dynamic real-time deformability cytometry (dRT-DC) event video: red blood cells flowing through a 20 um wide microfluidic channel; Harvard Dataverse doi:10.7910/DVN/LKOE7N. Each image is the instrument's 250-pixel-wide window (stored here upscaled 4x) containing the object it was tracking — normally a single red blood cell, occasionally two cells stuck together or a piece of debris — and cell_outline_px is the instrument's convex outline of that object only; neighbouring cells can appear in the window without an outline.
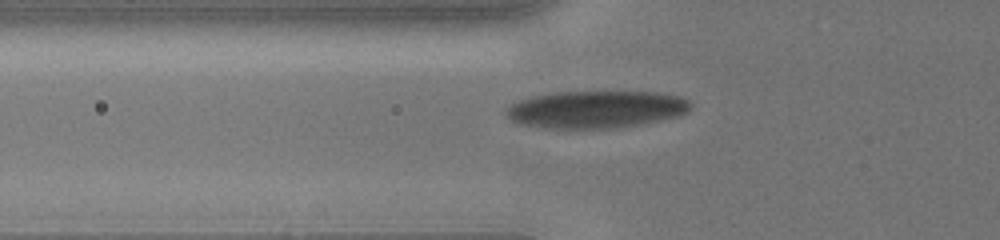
{"species": "human", "species_latin": "Homo sapiens", "temperature_condition": "cold", "stored_images_in_passage": 58, "camera_frame_rate_fps": 3000, "um_per_image_px": 0.085, "donor": {"sex": "male"}, "frame": {"image": 1, "passage_image": 3, "time_ms": 0.333, "image_size_px": [1000, 240], "cell_outline_px": [[692, 104], [688, 112], [680, 116], [640, 124], [616, 128], [544, 128], [520, 124], [508, 120], [504, 112], [504, 108], [508, 104], [516, 100], [532, 96], [556, 92], [656, 92], [680, 96], [688, 100]], "centroid_in_image_um": [50.6, 9.3], "position_along_channel_um": 75.2, "area_um2": 40.63}}
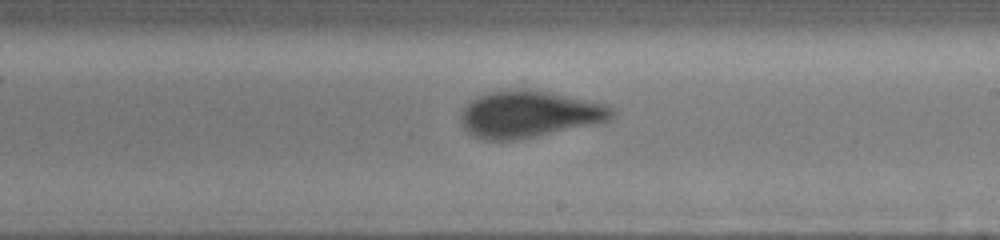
{"frame": {"image": 2, "passage_image": 27, "time_ms": 4.667, "image_size_px": [1000, 240], "cell_outline_px": [[616, 116], [608, 120], [596, 124], [516, 140], [484, 140], [472, 136], [464, 128], [460, 120], [460, 108], [476, 96], [492, 92], [544, 92], [604, 104], [612, 108], [616, 112]], "centroid_in_image_um": [44.93, 9.76], "position_along_channel_um": 244.1, "area_um2": 40.23}}
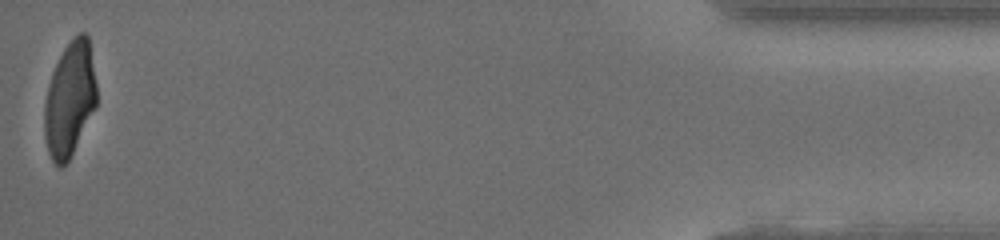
{"frame": {"image": 3, "passage_image": 58, "time_ms": 11.333, "image_size_px": [1000, 240], "cell_outline_px": [[96, 108], [68, 160], [60, 168], [52, 160], [48, 152], [44, 136], [44, 104], [48, 84], [52, 72], [64, 48], [80, 32], [84, 32], [88, 36], [96, 84]], "centroid_in_image_um": [5.91, 8.45], "position_along_channel_um": 429.3, "area_um2": 34.56}, "authors_computed_cell_mechanics": {"area_um2": 40.1132, "velocity_mm_per_s": 3.9368, "shape_relaxation_time_tau1_ms": 3.5193, "shape_relaxation_time_tau2_ms": 0.6556, "deformation_change_tau1": 0.1491, "deformation_change_tau2": 0.0493}}